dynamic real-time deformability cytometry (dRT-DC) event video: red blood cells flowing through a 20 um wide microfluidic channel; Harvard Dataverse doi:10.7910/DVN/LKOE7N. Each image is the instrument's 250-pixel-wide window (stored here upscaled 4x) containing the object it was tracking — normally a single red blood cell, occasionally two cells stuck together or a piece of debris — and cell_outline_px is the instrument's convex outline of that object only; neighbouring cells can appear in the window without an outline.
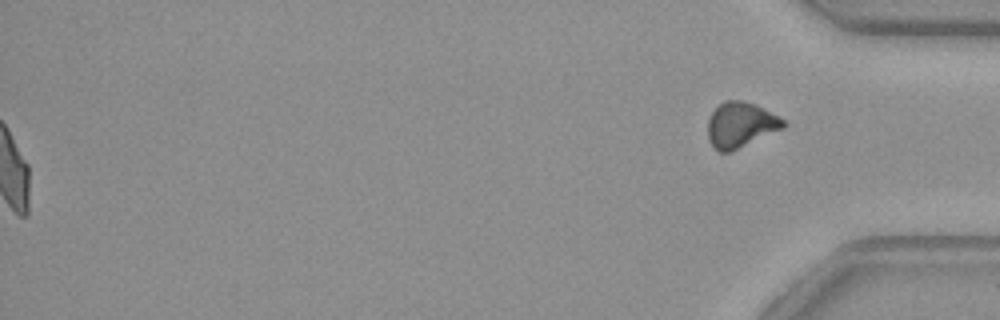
{"species": "common noctule bat (a hibernating species)", "species_latin": "Nyctalus noctula", "temperature_condition": "warm", "stored_images_in_passage": 40, "segment_of_instrument_passage": [2, 2], "camera_frame_rate_fps": 3000, "um_per_image_px": 0.085, "animal": {"sex": "female", "body_mass_g": 29.2, "forearm_length_mm": 56.3}, "frame": {"image": 1, "passage_image": 40, "time_ms": 13.0, "image_size_px": [1000, 320], "cell_outline_px": [[788, 124], [784, 128], [728, 152], [720, 152], [708, 140], [708, 120], [712, 112], [724, 100], [744, 100], [756, 104], [784, 120]], "centroid_in_image_um": [62.95, 10.59], "position_along_channel_um": 372.2, "area_um2": 19.71}}